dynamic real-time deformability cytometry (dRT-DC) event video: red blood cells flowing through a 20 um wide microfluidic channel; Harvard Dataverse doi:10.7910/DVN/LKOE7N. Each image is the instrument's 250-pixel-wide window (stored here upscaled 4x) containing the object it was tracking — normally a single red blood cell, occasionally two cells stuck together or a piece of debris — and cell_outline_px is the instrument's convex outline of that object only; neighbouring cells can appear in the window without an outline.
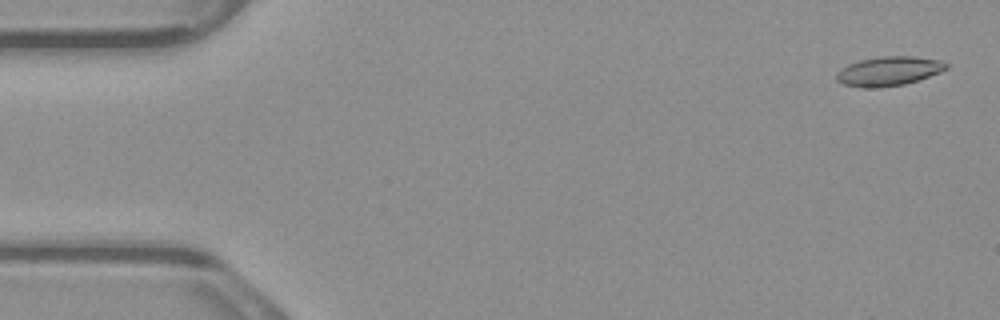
{"species": "common noctule bat (a hibernating species)", "species_latin": "Nyctalus noctula", "temperature_condition": "warm", "stored_images_in_passage": 5, "segment_of_instrument_passage": [1, 2], "camera_frame_rate_fps": 3000, "um_per_image_px": 0.085, "animal": {"sex": "male", "body_mass_g": 23.1, "forearm_length_mm": 52.7}, "frame": {"image": 1, "passage_image": 1, "time_ms": 0.0, "image_size_px": [1000, 320], "cell_outline_px": [[948, 68], [940, 72], [904, 84], [868, 88], [844, 84], [836, 80], [836, 72], [840, 68], [848, 64], [860, 60], [880, 56], [916, 56], [940, 60], [948, 64]], "centroid_in_image_um": [75.52, 6.02], "position_along_channel_um": 9.5, "area_um2": 18.55}}
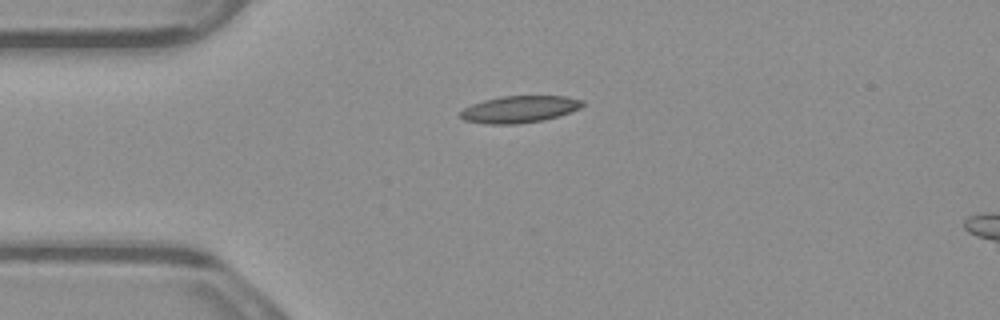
{"frame": {"image": 2, "passage_image": 4, "time_ms": 1.0, "image_size_px": [1000, 320], "cell_outline_px": [[584, 104], [580, 108], [544, 120], [516, 124], [488, 124], [464, 120], [460, 116], [460, 112], [464, 108], [472, 104], [484, 100], [500, 96], [564, 96], [584, 100]], "centroid_in_image_um": [44.14, 9.28], "position_along_channel_um": 40.9, "area_um2": 19.02}}